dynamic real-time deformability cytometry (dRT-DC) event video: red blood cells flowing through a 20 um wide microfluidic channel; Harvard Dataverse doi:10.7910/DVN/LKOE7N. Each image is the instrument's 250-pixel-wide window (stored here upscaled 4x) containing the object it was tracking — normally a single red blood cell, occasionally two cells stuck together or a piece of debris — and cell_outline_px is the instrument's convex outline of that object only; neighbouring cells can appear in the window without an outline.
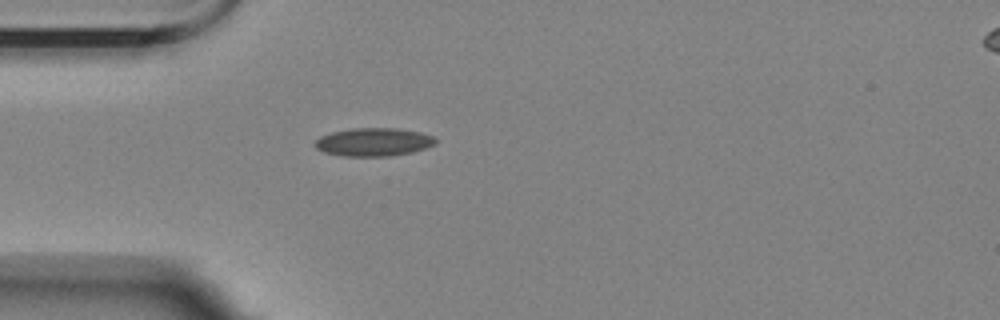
{"species": "Egyptian fruit bat (a non-hibernating species)", "species_latin": "Rousettus aegyptiacus", "temperature_condition": "room temperature", "stored_images_in_passage": 1, "camera_frame_rate_fps": 3000, "um_per_image_px": 0.085, "animal": {"sex": "female"}, "frame": {"image": 1, "passage_image": 1, "time_ms": 0.0, "image_size_px": [1000, 320], "cell_outline_px": [[436, 144], [412, 152], [388, 156], [344, 156], [324, 152], [316, 148], [316, 140], [320, 136], [332, 132], [352, 128], [396, 128], [420, 132], [432, 136], [436, 140]], "centroid_in_image_um": [31.75, 12.07], "position_along_channel_um": 53.2, "area_um2": 19.65}}